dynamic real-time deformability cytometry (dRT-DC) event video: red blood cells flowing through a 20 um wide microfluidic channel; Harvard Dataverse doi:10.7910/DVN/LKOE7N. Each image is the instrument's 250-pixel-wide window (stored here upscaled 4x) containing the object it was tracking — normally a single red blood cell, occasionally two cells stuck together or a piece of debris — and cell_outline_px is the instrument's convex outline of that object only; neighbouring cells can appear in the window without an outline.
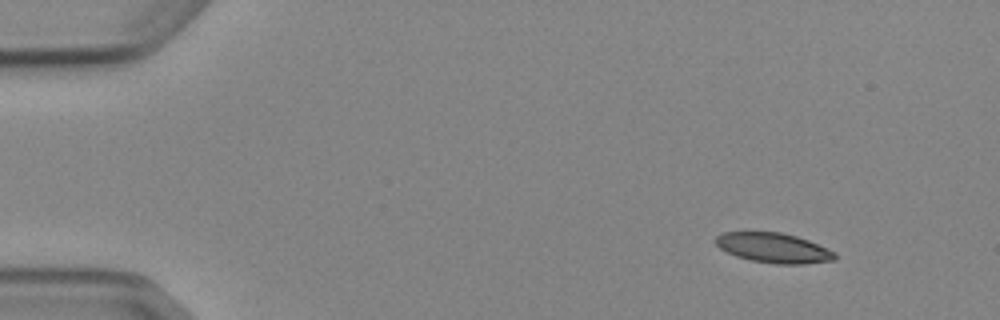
{"species": "Egyptian fruit bat (a non-hibernating species)", "species_latin": "Rousettus aegyptiacus", "temperature_condition": "cold", "stored_images_in_passage": 5, "camera_frame_rate_fps": 3000, "um_per_image_px": 0.085, "animal": {"sex": "female"}, "frame": {"image": 1, "passage_image": 1, "time_ms": 0.0, "image_size_px": [1000, 320], "cell_outline_px": [[836, 260], [804, 264], [776, 264], [752, 260], [736, 256], [720, 248], [716, 244], [716, 236], [724, 232], [780, 232], [796, 236], [808, 240], [836, 252]], "centroid_in_image_um": [65.78, 21.07], "position_along_channel_um": 19.2, "area_um2": 20.63}}
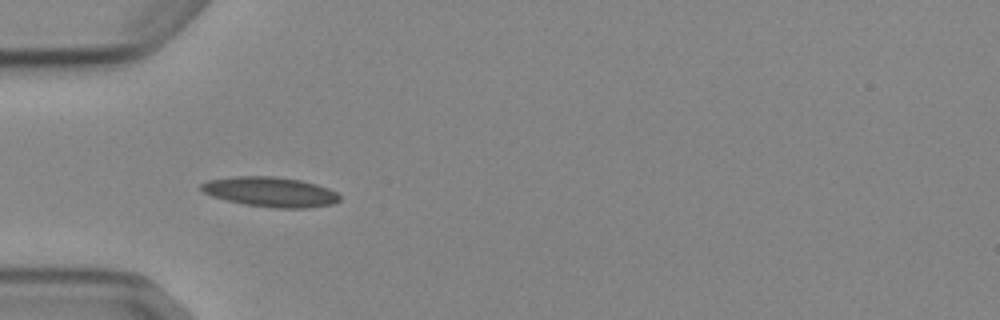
{"frame": {"image": 2, "passage_image": 4, "time_ms": 3.667, "image_size_px": [1000, 320], "cell_outline_px": [[340, 200], [332, 204], [308, 208], [276, 208], [244, 204], [212, 196], [204, 192], [200, 188], [200, 184], [208, 180], [236, 176], [272, 176], [300, 180], [316, 184], [328, 188], [336, 192], [340, 196]], "centroid_in_image_um": [22.99, 16.31], "position_along_channel_um": 62.0, "area_um2": 23.99}}
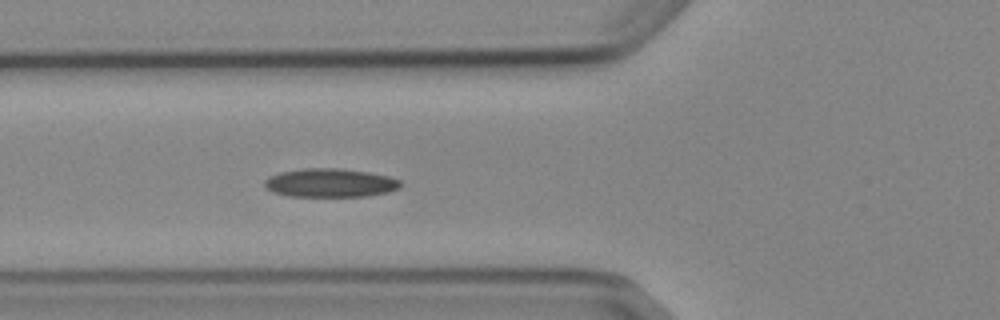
{"frame": {"image": 3, "passage_image": 5, "time_ms": 4.667, "image_size_px": [1000, 320], "cell_outline_px": [[400, 188], [388, 192], [364, 196], [288, 196], [272, 192], [264, 188], [264, 180], [268, 176], [280, 172], [304, 168], [340, 168], [368, 172], [388, 176], [400, 180]], "centroid_in_image_um": [28.01, 15.54], "position_along_channel_um": 97.8, "area_um2": 22.77}}